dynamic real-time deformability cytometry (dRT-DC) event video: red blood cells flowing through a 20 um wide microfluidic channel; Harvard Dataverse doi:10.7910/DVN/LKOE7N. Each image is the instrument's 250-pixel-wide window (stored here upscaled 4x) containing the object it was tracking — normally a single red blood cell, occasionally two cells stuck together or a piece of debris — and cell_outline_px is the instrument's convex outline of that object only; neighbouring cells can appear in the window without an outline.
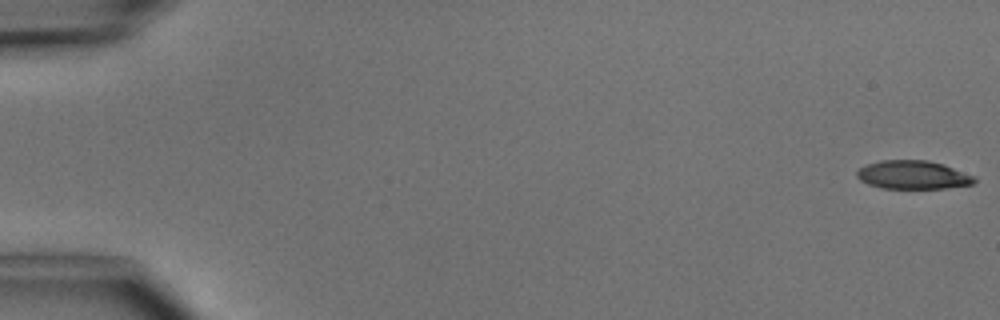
{"species": "common noctule bat (a hibernating species)", "species_latin": "Nyctalus noctula", "temperature_condition": "cold", "stored_images_in_passage": 5, "camera_frame_rate_fps": 3000, "um_per_image_px": 0.085, "animal": {"sex": "male", "body_mass_g": 15.6}, "frame": {"image": 1, "passage_image": 1, "time_ms": 0.0, "image_size_px": [1000, 320], "cell_outline_px": [[976, 180], [972, 184], [944, 188], [880, 188], [868, 184], [860, 180], [856, 176], [856, 172], [860, 168], [868, 164], [880, 160], [928, 160], [944, 164], [976, 176]], "centroid_in_image_um": [77.61, 14.86], "position_along_channel_um": 7.4, "area_um2": 19.54}}
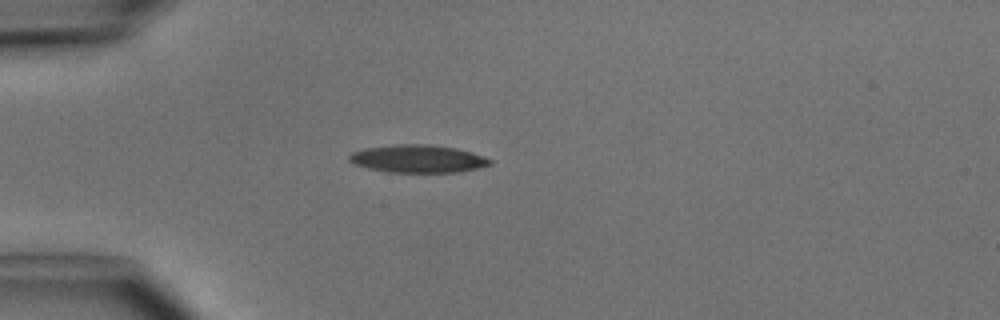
{"frame": {"image": 2, "passage_image": 4, "time_ms": 4.333, "image_size_px": [1000, 320], "cell_outline_px": [[492, 164], [476, 168], [456, 172], [388, 172], [368, 168], [352, 164], [348, 160], [348, 156], [352, 152], [364, 148], [400, 144], [428, 144], [456, 148], [472, 152], [492, 160]], "centroid_in_image_um": [35.48, 13.49], "position_along_channel_um": 49.5, "area_um2": 22.72}}